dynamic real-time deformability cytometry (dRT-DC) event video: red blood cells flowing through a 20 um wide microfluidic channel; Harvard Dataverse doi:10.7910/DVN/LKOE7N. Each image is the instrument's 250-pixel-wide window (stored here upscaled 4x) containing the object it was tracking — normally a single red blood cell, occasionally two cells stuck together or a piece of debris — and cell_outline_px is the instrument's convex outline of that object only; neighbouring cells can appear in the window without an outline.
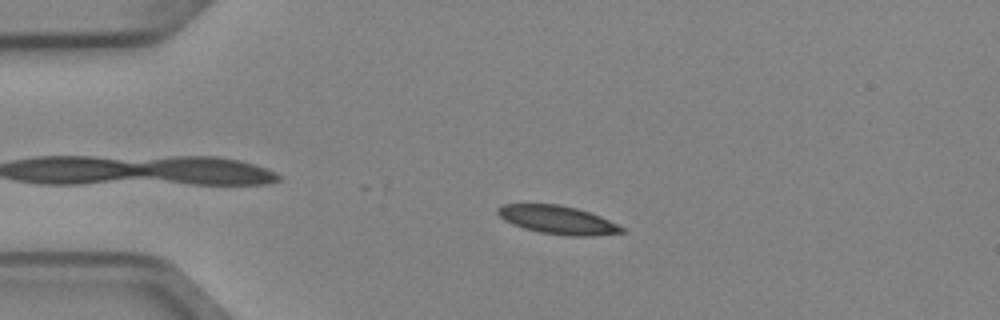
{"species": "Egyptian fruit bat (a non-hibernating species)", "species_latin": "Rousettus aegyptiacus", "temperature_condition": "cold", "stored_images_in_passage": 4, "camera_frame_rate_fps": 3000, "um_per_image_px": 0.085, "animal": {"sex": "female"}, "frame": {"image": 1, "passage_image": 3, "time_ms": 0.667, "image_size_px": [1000, 320], "cell_outline_px": [[624, 232], [592, 236], [568, 236], [540, 232], [524, 228], [512, 224], [504, 220], [496, 212], [496, 208], [504, 204], [560, 204], [576, 208], [600, 216], [624, 228]], "centroid_in_image_um": [47.37, 18.69], "position_along_channel_um": 37.6, "area_um2": 20.35}}